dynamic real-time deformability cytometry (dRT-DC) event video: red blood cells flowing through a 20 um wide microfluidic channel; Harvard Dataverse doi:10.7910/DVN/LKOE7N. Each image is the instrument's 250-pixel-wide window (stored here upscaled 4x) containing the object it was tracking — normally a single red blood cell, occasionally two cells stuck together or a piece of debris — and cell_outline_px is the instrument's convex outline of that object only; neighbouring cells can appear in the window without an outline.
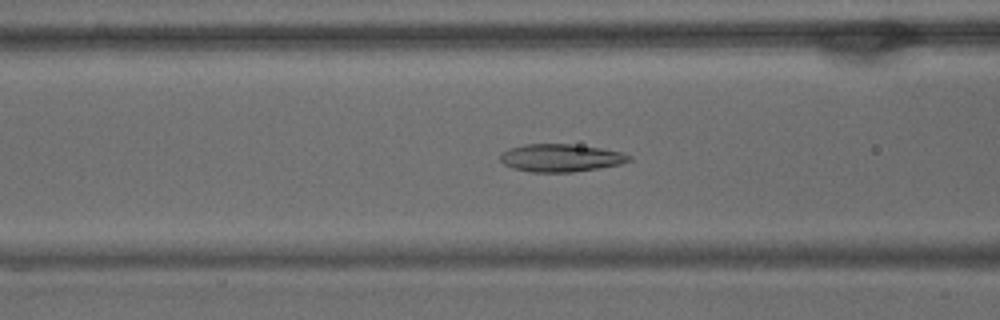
{"species": "common noctule bat (a hibernating species)", "species_latin": "Nyctalus noctula", "temperature_condition": "warm", "stored_images_in_passage": 56, "camera_frame_rate_fps": 3000, "um_per_image_px": 0.085, "animal": {"sex": "male", "body_mass_g": 15.6}, "frame": {"image": 1, "passage_image": 21, "time_ms": 6.667, "image_size_px": [1000, 320], "cell_outline_px": [[632, 160], [620, 164], [572, 172], [532, 172], [512, 168], [504, 164], [500, 160], [500, 156], [504, 152], [512, 148], [524, 144], [572, 144], [600, 148], [624, 152], [632, 156]], "centroid_in_image_um": [47.7, 13.42], "position_along_channel_um": 118.9, "area_um2": 20.69}}
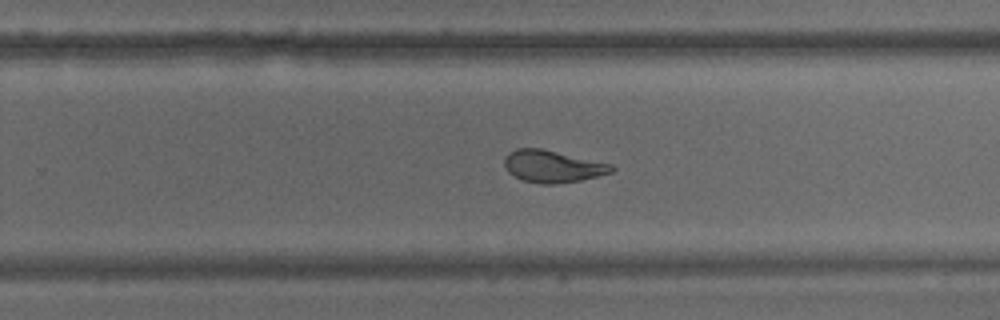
{"frame": {"image": 2, "passage_image": 35, "time_ms": 11.333, "image_size_px": [1000, 320], "cell_outline_px": [[616, 168], [612, 172], [580, 180], [556, 184], [540, 184], [524, 180], [508, 172], [504, 164], [504, 160], [508, 152], [516, 148], [540, 148], [612, 164]], "centroid_in_image_um": [46.96, 14.14], "position_along_channel_um": 282.8, "area_um2": 19.88}}
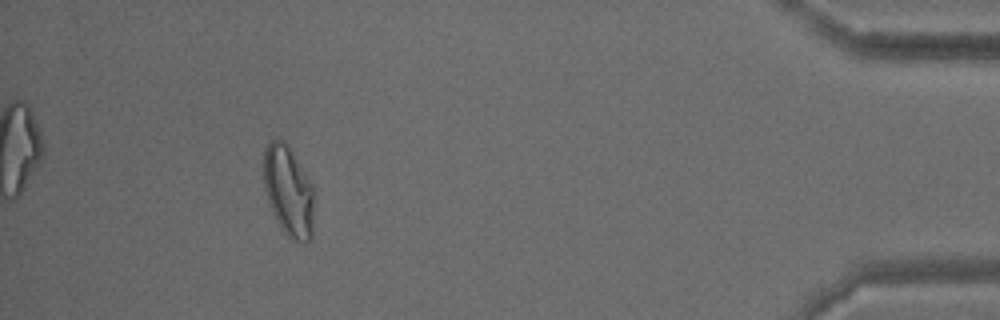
{"frame": {"image": 3, "passage_image": 51, "time_ms": 16.667, "image_size_px": [1000, 320], "cell_outline_px": [[312, 236], [304, 244], [288, 236], [284, 232], [276, 220], [268, 200], [264, 188], [264, 148], [276, 136], [288, 144], [312, 184]], "centroid_in_image_um": [24.5, 16.2], "position_along_channel_um": 410.7, "area_um2": 26.3}, "authors_computed_cell_mechanics": {"area_um2": 22.7154, "velocity_mm_per_s": 3.5161, "shape_relaxation_time_tau1_ms": null, "shape_relaxation_time_tau2_ms": 1.2598, "deformation_change_tau1": null, "deformation_change_tau2": 0.0777}}